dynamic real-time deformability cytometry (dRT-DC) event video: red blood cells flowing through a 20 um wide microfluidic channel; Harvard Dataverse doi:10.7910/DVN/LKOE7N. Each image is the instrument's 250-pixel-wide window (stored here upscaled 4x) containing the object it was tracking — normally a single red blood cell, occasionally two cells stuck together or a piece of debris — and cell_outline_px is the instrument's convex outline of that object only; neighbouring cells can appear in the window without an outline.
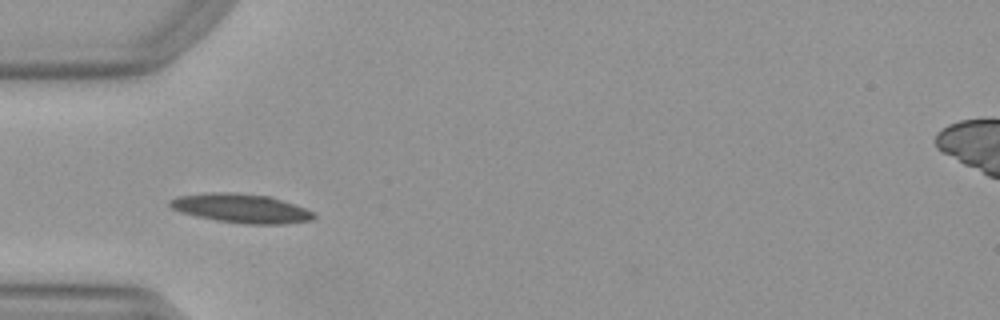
{"species": "Egyptian fruit bat (a non-hibernating species)", "species_latin": "Rousettus aegyptiacus", "temperature_condition": "warm", "stored_images_in_passage": 36, "camera_frame_rate_fps": 3000, "um_per_image_px": 0.085, "animal": {"sex": "female"}, "frame": {"image": 1, "passage_image": 1, "time_ms": 0.0, "image_size_px": [1000, 320], "cell_outline_px": [[316, 216], [312, 220], [284, 224], [244, 224], [216, 220], [196, 216], [180, 212], [172, 208], [168, 204], [168, 200], [176, 196], [212, 192], [232, 192], [272, 196], [304, 208], [312, 212]], "centroid_in_image_um": [20.47, 17.7], "position_along_channel_um": 64.5, "area_um2": 24.45}}
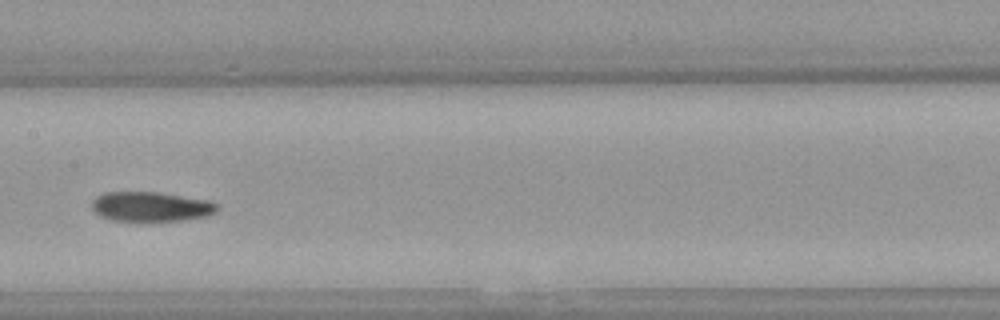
{"frame": {"image": 2, "passage_image": 11, "time_ms": 3.333, "image_size_px": [1000, 320], "cell_outline_px": [[220, 208], [216, 212], [208, 216], [184, 220], [112, 220], [100, 216], [92, 208], [92, 200], [96, 196], [104, 192], [156, 192], [208, 200], [220, 204]], "centroid_in_image_um": [12.86, 17.55], "position_along_channel_um": 194.5, "area_um2": 21.62}}
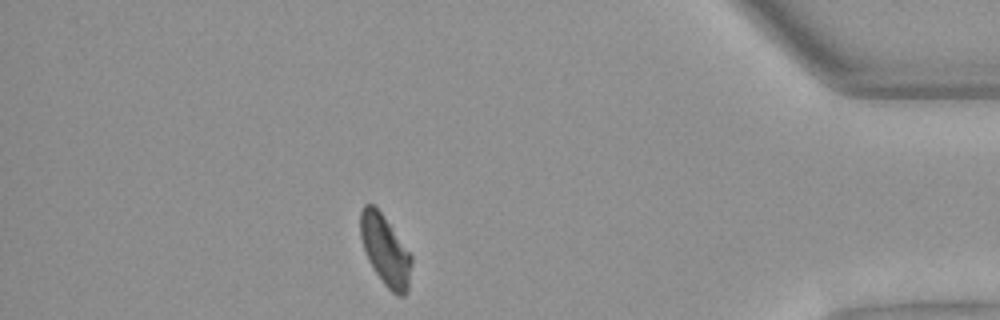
{"frame": {"image": 3, "passage_image": 30, "time_ms": 9.667, "image_size_px": [1000, 320], "cell_outline_px": [[412, 264], [408, 292], [404, 296], [396, 296], [384, 284], [368, 260], [364, 252], [360, 236], [360, 212], [364, 204], [372, 204], [380, 212], [412, 256]], "centroid_in_image_um": [32.75, 21.32], "position_along_channel_um": 402.5, "area_um2": 20.75}, "authors_computed_cell_mechanics": {"area_um2": 21.964, "velocity_mm_per_s": 3.9538, "shape_relaxation_time_tau1_ms": 5.4616, "shape_relaxation_time_tau2_ms": 3.4155, "deformation_change_tau1": 0.1661, "deformation_change_tau2": 0.0948}}